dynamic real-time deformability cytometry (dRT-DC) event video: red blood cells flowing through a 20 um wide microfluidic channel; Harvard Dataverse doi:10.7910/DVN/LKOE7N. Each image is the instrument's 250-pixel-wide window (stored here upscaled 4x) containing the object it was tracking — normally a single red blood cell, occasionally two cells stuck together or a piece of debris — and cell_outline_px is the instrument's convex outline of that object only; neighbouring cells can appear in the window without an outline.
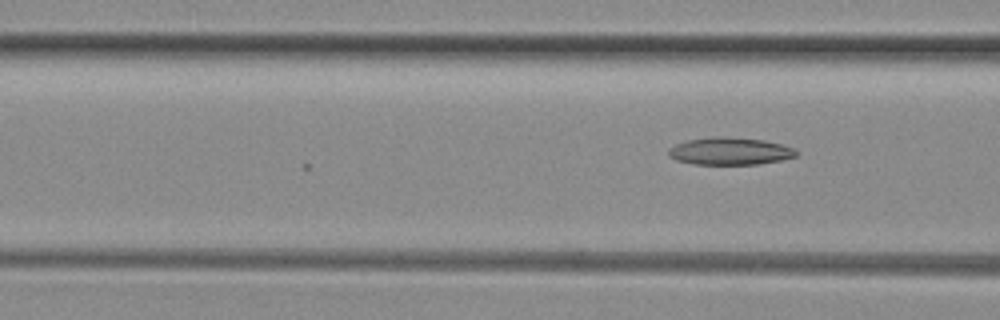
{"species": "common noctule bat (a hibernating species)", "species_latin": "Nyctalus noctula", "temperature_condition": "room temperature", "stored_images_in_passage": 19, "camera_frame_rate_fps": 3000, "um_per_image_px": 0.085, "animal": {"sex": "female", "body_mass_g": 29.2, "forearm_length_mm": 56.3}, "frame": {"image": 1, "passage_image": 19, "time_ms": 6.0, "image_size_px": [1000, 320], "cell_outline_px": [[796, 156], [780, 160], [760, 164], [692, 164], [676, 160], [668, 156], [668, 148], [676, 144], [688, 140], [712, 136], [724, 136], [764, 140], [784, 144], [792, 148], [796, 152]], "centroid_in_image_um": [62.01, 12.84], "position_along_channel_um": 104.6, "area_um2": 20.46}}